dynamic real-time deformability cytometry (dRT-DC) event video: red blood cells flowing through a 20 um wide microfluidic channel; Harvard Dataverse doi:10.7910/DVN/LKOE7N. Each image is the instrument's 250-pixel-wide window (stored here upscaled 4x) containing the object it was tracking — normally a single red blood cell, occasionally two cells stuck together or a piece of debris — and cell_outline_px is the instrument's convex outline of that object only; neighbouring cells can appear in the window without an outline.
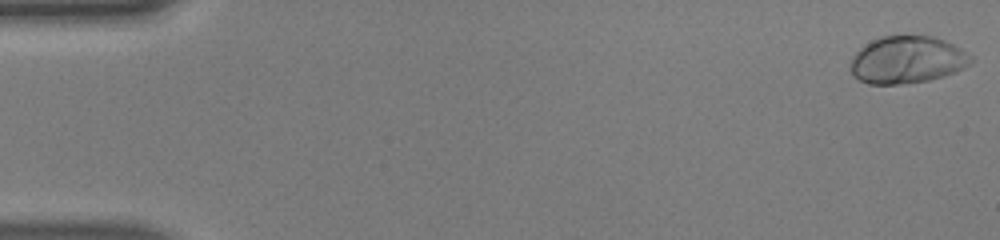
{"species": "human", "species_latin": "Homo sapiens", "temperature_condition": "warm", "stored_images_in_passage": 50, "camera_frame_rate_fps": 3000, "um_per_image_px": 0.085, "donor": {"sex": "male"}, "frame": {"image": 1, "passage_image": 1, "time_ms": 0.0, "image_size_px": [1000, 240], "cell_outline_px": [[972, 60], [964, 68], [956, 72], [944, 76], [928, 80], [904, 84], [868, 84], [860, 80], [852, 72], [852, 56], [860, 48], [872, 40], [880, 36], [932, 36], [944, 40], [960, 48], [972, 56]], "centroid_in_image_um": [77.12, 5.09], "position_along_channel_um": 7.9, "area_um2": 32.95}}
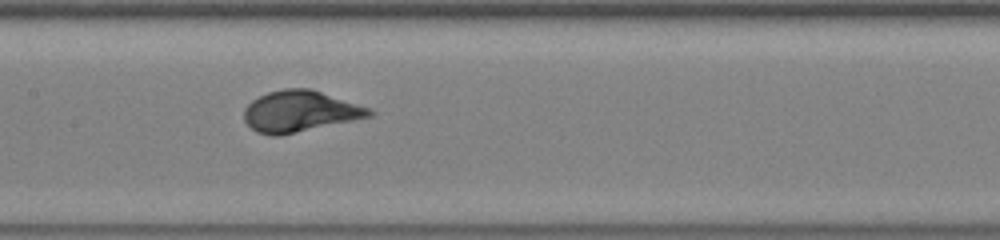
{"frame": {"image": 2, "passage_image": 25, "time_ms": 8.0, "image_size_px": [1000, 240], "cell_outline_px": [[376, 112], [372, 116], [280, 136], [272, 136], [256, 132], [244, 120], [244, 108], [252, 100], [268, 92], [284, 88], [308, 88], [372, 108]], "centroid_in_image_um": [25.5, 9.47], "position_along_channel_um": 181.9, "area_um2": 30.06}}
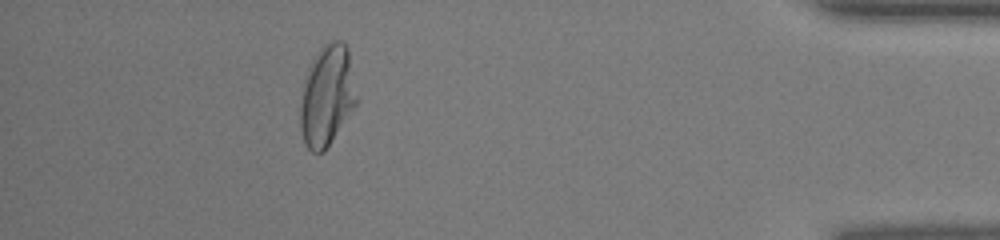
{"frame": {"image": 3, "passage_image": 45, "time_ms": 14.667, "image_size_px": [1000, 240], "cell_outline_px": [[356, 108], [324, 152], [312, 152], [308, 148], [304, 140], [300, 128], [300, 104], [304, 76], [316, 52], [324, 44], [332, 40], [340, 40], [348, 48], [356, 96]], "centroid_in_image_um": [27.79, 8.15], "position_along_channel_um": 407.4, "area_um2": 33.23}, "authors_computed_cell_mechanics": {"area_um2": 30.2294, "velocity_mm_per_s": 4.1512, "shape_relaxation_time_tau1_ms": 3.2271, "shape_relaxation_time_tau2_ms": null, "deformation_change_tau1": 0.1991, "deformation_change_tau2": null}}